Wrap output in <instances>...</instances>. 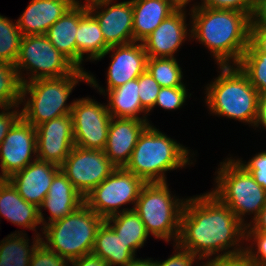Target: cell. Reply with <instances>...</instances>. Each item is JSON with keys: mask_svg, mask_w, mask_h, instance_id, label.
Returning a JSON list of instances; mask_svg holds the SVG:
<instances>
[{"mask_svg": "<svg viewBox=\"0 0 266 266\" xmlns=\"http://www.w3.org/2000/svg\"><path fill=\"white\" fill-rule=\"evenodd\" d=\"M201 262L202 266H252L245 253L230 257H213Z\"/></svg>", "mask_w": 266, "mask_h": 266, "instance_id": "obj_43", "label": "cell"}, {"mask_svg": "<svg viewBox=\"0 0 266 266\" xmlns=\"http://www.w3.org/2000/svg\"><path fill=\"white\" fill-rule=\"evenodd\" d=\"M201 4H192L190 12L194 11L199 5L209 9L217 10H236L246 13L251 19L256 9V0H201Z\"/></svg>", "mask_w": 266, "mask_h": 266, "instance_id": "obj_35", "label": "cell"}, {"mask_svg": "<svg viewBox=\"0 0 266 266\" xmlns=\"http://www.w3.org/2000/svg\"><path fill=\"white\" fill-rule=\"evenodd\" d=\"M29 266H69V261L40 241L32 253Z\"/></svg>", "mask_w": 266, "mask_h": 266, "instance_id": "obj_38", "label": "cell"}, {"mask_svg": "<svg viewBox=\"0 0 266 266\" xmlns=\"http://www.w3.org/2000/svg\"><path fill=\"white\" fill-rule=\"evenodd\" d=\"M22 34L17 22L0 15V61L15 64Z\"/></svg>", "mask_w": 266, "mask_h": 266, "instance_id": "obj_33", "label": "cell"}, {"mask_svg": "<svg viewBox=\"0 0 266 266\" xmlns=\"http://www.w3.org/2000/svg\"><path fill=\"white\" fill-rule=\"evenodd\" d=\"M117 167L108 159L104 150L85 149L74 146L60 170L66 175L74 188L86 196Z\"/></svg>", "mask_w": 266, "mask_h": 266, "instance_id": "obj_11", "label": "cell"}, {"mask_svg": "<svg viewBox=\"0 0 266 266\" xmlns=\"http://www.w3.org/2000/svg\"><path fill=\"white\" fill-rule=\"evenodd\" d=\"M87 74V71L76 68L64 77L35 79L23 83L21 117L36 127L43 122L71 114L74 100L66 104L67 100L76 84L82 81L87 83Z\"/></svg>", "mask_w": 266, "mask_h": 266, "instance_id": "obj_5", "label": "cell"}, {"mask_svg": "<svg viewBox=\"0 0 266 266\" xmlns=\"http://www.w3.org/2000/svg\"><path fill=\"white\" fill-rule=\"evenodd\" d=\"M74 3L71 0H31L16 20L22 36L46 34Z\"/></svg>", "mask_w": 266, "mask_h": 266, "instance_id": "obj_21", "label": "cell"}, {"mask_svg": "<svg viewBox=\"0 0 266 266\" xmlns=\"http://www.w3.org/2000/svg\"><path fill=\"white\" fill-rule=\"evenodd\" d=\"M85 203V198L82 196L68 180L66 175L59 170L49 187V191L42 204L39 207V219L42 223L41 226H46L65 216H68L73 211L78 209ZM42 208L49 211L50 216L47 221L43 216Z\"/></svg>", "mask_w": 266, "mask_h": 266, "instance_id": "obj_20", "label": "cell"}, {"mask_svg": "<svg viewBox=\"0 0 266 266\" xmlns=\"http://www.w3.org/2000/svg\"><path fill=\"white\" fill-rule=\"evenodd\" d=\"M87 5L74 4L46 32L51 44L76 67V32Z\"/></svg>", "mask_w": 266, "mask_h": 266, "instance_id": "obj_23", "label": "cell"}, {"mask_svg": "<svg viewBox=\"0 0 266 266\" xmlns=\"http://www.w3.org/2000/svg\"><path fill=\"white\" fill-rule=\"evenodd\" d=\"M23 83L14 65L0 61V109L21 105Z\"/></svg>", "mask_w": 266, "mask_h": 266, "instance_id": "obj_32", "label": "cell"}, {"mask_svg": "<svg viewBox=\"0 0 266 266\" xmlns=\"http://www.w3.org/2000/svg\"><path fill=\"white\" fill-rule=\"evenodd\" d=\"M186 12L187 11H174L141 42L147 53V57L175 58L174 54L179 51L182 43H184L187 38L192 39L190 34L191 28L188 30L191 21L189 24H186Z\"/></svg>", "mask_w": 266, "mask_h": 266, "instance_id": "obj_17", "label": "cell"}, {"mask_svg": "<svg viewBox=\"0 0 266 266\" xmlns=\"http://www.w3.org/2000/svg\"><path fill=\"white\" fill-rule=\"evenodd\" d=\"M104 221L84 203L68 216L42 227L46 241L41 237V242L71 261L92 253L98 228Z\"/></svg>", "mask_w": 266, "mask_h": 266, "instance_id": "obj_6", "label": "cell"}, {"mask_svg": "<svg viewBox=\"0 0 266 266\" xmlns=\"http://www.w3.org/2000/svg\"><path fill=\"white\" fill-rule=\"evenodd\" d=\"M69 266H108L107 262L94 254L84 255L69 261Z\"/></svg>", "mask_w": 266, "mask_h": 266, "instance_id": "obj_44", "label": "cell"}, {"mask_svg": "<svg viewBox=\"0 0 266 266\" xmlns=\"http://www.w3.org/2000/svg\"><path fill=\"white\" fill-rule=\"evenodd\" d=\"M138 85L141 106L149 114L150 111L154 109V104L157 100L161 86L154 80L147 70L138 77Z\"/></svg>", "mask_w": 266, "mask_h": 266, "instance_id": "obj_36", "label": "cell"}, {"mask_svg": "<svg viewBox=\"0 0 266 266\" xmlns=\"http://www.w3.org/2000/svg\"><path fill=\"white\" fill-rule=\"evenodd\" d=\"M134 42H142L175 10L167 0H131Z\"/></svg>", "mask_w": 266, "mask_h": 266, "instance_id": "obj_24", "label": "cell"}, {"mask_svg": "<svg viewBox=\"0 0 266 266\" xmlns=\"http://www.w3.org/2000/svg\"><path fill=\"white\" fill-rule=\"evenodd\" d=\"M108 48L96 18L87 11L79 20L76 32V68L84 70L83 58L97 61ZM85 54L88 56L84 57Z\"/></svg>", "mask_w": 266, "mask_h": 266, "instance_id": "obj_25", "label": "cell"}, {"mask_svg": "<svg viewBox=\"0 0 266 266\" xmlns=\"http://www.w3.org/2000/svg\"><path fill=\"white\" fill-rule=\"evenodd\" d=\"M17 226L37 232L41 225L39 208L25 201L8 179H0V217Z\"/></svg>", "mask_w": 266, "mask_h": 266, "instance_id": "obj_22", "label": "cell"}, {"mask_svg": "<svg viewBox=\"0 0 266 266\" xmlns=\"http://www.w3.org/2000/svg\"><path fill=\"white\" fill-rule=\"evenodd\" d=\"M173 245H175L174 254L164 261L156 260L155 266H193L195 262L196 264L198 263L196 260H200L189 250L183 249L177 243Z\"/></svg>", "mask_w": 266, "mask_h": 266, "instance_id": "obj_40", "label": "cell"}, {"mask_svg": "<svg viewBox=\"0 0 266 266\" xmlns=\"http://www.w3.org/2000/svg\"><path fill=\"white\" fill-rule=\"evenodd\" d=\"M191 37L208 48L218 66L237 65L247 49L251 18L236 10L199 5L189 12Z\"/></svg>", "mask_w": 266, "mask_h": 266, "instance_id": "obj_2", "label": "cell"}, {"mask_svg": "<svg viewBox=\"0 0 266 266\" xmlns=\"http://www.w3.org/2000/svg\"><path fill=\"white\" fill-rule=\"evenodd\" d=\"M246 231L266 232V204L258 216L248 226H246Z\"/></svg>", "mask_w": 266, "mask_h": 266, "instance_id": "obj_45", "label": "cell"}, {"mask_svg": "<svg viewBox=\"0 0 266 266\" xmlns=\"http://www.w3.org/2000/svg\"><path fill=\"white\" fill-rule=\"evenodd\" d=\"M113 1L97 0L86 4L87 10L96 18L109 47L134 42L132 1Z\"/></svg>", "mask_w": 266, "mask_h": 266, "instance_id": "obj_15", "label": "cell"}, {"mask_svg": "<svg viewBox=\"0 0 266 266\" xmlns=\"http://www.w3.org/2000/svg\"><path fill=\"white\" fill-rule=\"evenodd\" d=\"M227 158L220 162L215 172V189L210 192L248 226L261 212L266 204V190L263 189L254 177L234 158ZM254 215L248 223L245 215Z\"/></svg>", "mask_w": 266, "mask_h": 266, "instance_id": "obj_7", "label": "cell"}, {"mask_svg": "<svg viewBox=\"0 0 266 266\" xmlns=\"http://www.w3.org/2000/svg\"><path fill=\"white\" fill-rule=\"evenodd\" d=\"M0 159V179H9L37 160L36 128L21 117L0 144Z\"/></svg>", "mask_w": 266, "mask_h": 266, "instance_id": "obj_14", "label": "cell"}, {"mask_svg": "<svg viewBox=\"0 0 266 266\" xmlns=\"http://www.w3.org/2000/svg\"><path fill=\"white\" fill-rule=\"evenodd\" d=\"M152 258H147V259H138V258H134L133 260H131L128 264H126L125 266H155V261H153Z\"/></svg>", "mask_w": 266, "mask_h": 266, "instance_id": "obj_48", "label": "cell"}, {"mask_svg": "<svg viewBox=\"0 0 266 266\" xmlns=\"http://www.w3.org/2000/svg\"><path fill=\"white\" fill-rule=\"evenodd\" d=\"M175 11H186L185 8L192 0H167Z\"/></svg>", "mask_w": 266, "mask_h": 266, "instance_id": "obj_49", "label": "cell"}, {"mask_svg": "<svg viewBox=\"0 0 266 266\" xmlns=\"http://www.w3.org/2000/svg\"><path fill=\"white\" fill-rule=\"evenodd\" d=\"M245 238L246 226L211 192L186 198L180 216V247L200 260L215 254L230 257L245 253L246 246H241Z\"/></svg>", "mask_w": 266, "mask_h": 266, "instance_id": "obj_1", "label": "cell"}, {"mask_svg": "<svg viewBox=\"0 0 266 266\" xmlns=\"http://www.w3.org/2000/svg\"><path fill=\"white\" fill-rule=\"evenodd\" d=\"M32 245L25 233L15 231L0 241V266H29L32 253L41 241V234L36 233Z\"/></svg>", "mask_w": 266, "mask_h": 266, "instance_id": "obj_29", "label": "cell"}, {"mask_svg": "<svg viewBox=\"0 0 266 266\" xmlns=\"http://www.w3.org/2000/svg\"><path fill=\"white\" fill-rule=\"evenodd\" d=\"M265 127L266 129V95L261 96L258 104V113L253 127Z\"/></svg>", "mask_w": 266, "mask_h": 266, "instance_id": "obj_47", "label": "cell"}, {"mask_svg": "<svg viewBox=\"0 0 266 266\" xmlns=\"http://www.w3.org/2000/svg\"><path fill=\"white\" fill-rule=\"evenodd\" d=\"M146 70L161 87L185 86L182 82L183 72L176 58L148 57Z\"/></svg>", "mask_w": 266, "mask_h": 266, "instance_id": "obj_31", "label": "cell"}, {"mask_svg": "<svg viewBox=\"0 0 266 266\" xmlns=\"http://www.w3.org/2000/svg\"><path fill=\"white\" fill-rule=\"evenodd\" d=\"M255 179V181L266 190V151L255 154L248 162L236 159Z\"/></svg>", "mask_w": 266, "mask_h": 266, "instance_id": "obj_39", "label": "cell"}, {"mask_svg": "<svg viewBox=\"0 0 266 266\" xmlns=\"http://www.w3.org/2000/svg\"><path fill=\"white\" fill-rule=\"evenodd\" d=\"M167 182L145 183L135 203L134 211L145 224L148 234L166 242L177 243L180 216L186 200L172 195Z\"/></svg>", "mask_w": 266, "mask_h": 266, "instance_id": "obj_8", "label": "cell"}, {"mask_svg": "<svg viewBox=\"0 0 266 266\" xmlns=\"http://www.w3.org/2000/svg\"><path fill=\"white\" fill-rule=\"evenodd\" d=\"M92 254L105 260L108 266H125L135 258L118 234L104 221L98 228Z\"/></svg>", "mask_w": 266, "mask_h": 266, "instance_id": "obj_27", "label": "cell"}, {"mask_svg": "<svg viewBox=\"0 0 266 266\" xmlns=\"http://www.w3.org/2000/svg\"><path fill=\"white\" fill-rule=\"evenodd\" d=\"M59 170L60 166L57 164L37 159L13 174L8 180L25 201L39 208Z\"/></svg>", "mask_w": 266, "mask_h": 266, "instance_id": "obj_19", "label": "cell"}, {"mask_svg": "<svg viewBox=\"0 0 266 266\" xmlns=\"http://www.w3.org/2000/svg\"><path fill=\"white\" fill-rule=\"evenodd\" d=\"M218 68L220 74L205 89L210 114L254 126L261 95L237 65Z\"/></svg>", "mask_w": 266, "mask_h": 266, "instance_id": "obj_4", "label": "cell"}, {"mask_svg": "<svg viewBox=\"0 0 266 266\" xmlns=\"http://www.w3.org/2000/svg\"><path fill=\"white\" fill-rule=\"evenodd\" d=\"M15 107L17 108V110L14 109ZM18 107L19 106L1 108L2 112L0 111V144L4 141V138L6 137L12 126L21 118V110L19 111Z\"/></svg>", "mask_w": 266, "mask_h": 266, "instance_id": "obj_41", "label": "cell"}, {"mask_svg": "<svg viewBox=\"0 0 266 266\" xmlns=\"http://www.w3.org/2000/svg\"><path fill=\"white\" fill-rule=\"evenodd\" d=\"M250 23L266 24V0H256V9Z\"/></svg>", "mask_w": 266, "mask_h": 266, "instance_id": "obj_46", "label": "cell"}, {"mask_svg": "<svg viewBox=\"0 0 266 266\" xmlns=\"http://www.w3.org/2000/svg\"><path fill=\"white\" fill-rule=\"evenodd\" d=\"M105 222L126 244H129V249L135 255L137 249L142 248L149 237L145 224L134 209L113 215L105 219Z\"/></svg>", "mask_w": 266, "mask_h": 266, "instance_id": "obj_28", "label": "cell"}, {"mask_svg": "<svg viewBox=\"0 0 266 266\" xmlns=\"http://www.w3.org/2000/svg\"><path fill=\"white\" fill-rule=\"evenodd\" d=\"M144 184L134 173L117 168L84 197L85 204L105 220L121 212L133 210ZM130 203L133 204L132 209L120 210V207Z\"/></svg>", "mask_w": 266, "mask_h": 266, "instance_id": "obj_10", "label": "cell"}, {"mask_svg": "<svg viewBox=\"0 0 266 266\" xmlns=\"http://www.w3.org/2000/svg\"><path fill=\"white\" fill-rule=\"evenodd\" d=\"M249 42L266 55V24L250 23Z\"/></svg>", "mask_w": 266, "mask_h": 266, "instance_id": "obj_42", "label": "cell"}, {"mask_svg": "<svg viewBox=\"0 0 266 266\" xmlns=\"http://www.w3.org/2000/svg\"><path fill=\"white\" fill-rule=\"evenodd\" d=\"M74 4H81V0H71ZM97 0H85L84 4H88Z\"/></svg>", "mask_w": 266, "mask_h": 266, "instance_id": "obj_50", "label": "cell"}, {"mask_svg": "<svg viewBox=\"0 0 266 266\" xmlns=\"http://www.w3.org/2000/svg\"><path fill=\"white\" fill-rule=\"evenodd\" d=\"M75 146L104 150L112 116L107 105L89 97L74 100L71 111Z\"/></svg>", "mask_w": 266, "mask_h": 266, "instance_id": "obj_12", "label": "cell"}, {"mask_svg": "<svg viewBox=\"0 0 266 266\" xmlns=\"http://www.w3.org/2000/svg\"><path fill=\"white\" fill-rule=\"evenodd\" d=\"M237 66L248 77L258 93L261 96L266 95V55L249 42Z\"/></svg>", "mask_w": 266, "mask_h": 266, "instance_id": "obj_30", "label": "cell"}, {"mask_svg": "<svg viewBox=\"0 0 266 266\" xmlns=\"http://www.w3.org/2000/svg\"><path fill=\"white\" fill-rule=\"evenodd\" d=\"M112 52L110 66L107 71L106 90L99 86L96 77L88 72L87 84L98 89L104 95L105 91L115 89L124 85L128 81L137 79L145 70L147 62V53L141 42H132L125 45L111 46L97 60H101Z\"/></svg>", "mask_w": 266, "mask_h": 266, "instance_id": "obj_13", "label": "cell"}, {"mask_svg": "<svg viewBox=\"0 0 266 266\" xmlns=\"http://www.w3.org/2000/svg\"><path fill=\"white\" fill-rule=\"evenodd\" d=\"M245 240H252L250 241V246H248L247 243L245 245L247 246L245 247V254L249 263L252 266H266V232L246 231ZM253 245L256 248L254 247L253 249Z\"/></svg>", "mask_w": 266, "mask_h": 266, "instance_id": "obj_34", "label": "cell"}, {"mask_svg": "<svg viewBox=\"0 0 266 266\" xmlns=\"http://www.w3.org/2000/svg\"><path fill=\"white\" fill-rule=\"evenodd\" d=\"M187 148L149 124L139 136L124 169L145 183L167 182L166 171L194 163Z\"/></svg>", "mask_w": 266, "mask_h": 266, "instance_id": "obj_3", "label": "cell"}, {"mask_svg": "<svg viewBox=\"0 0 266 266\" xmlns=\"http://www.w3.org/2000/svg\"><path fill=\"white\" fill-rule=\"evenodd\" d=\"M14 66L18 70L22 83L35 79L64 77L76 69L51 44L45 34L22 36ZM23 69L26 74L23 73ZM25 75L28 77L25 78Z\"/></svg>", "mask_w": 266, "mask_h": 266, "instance_id": "obj_9", "label": "cell"}, {"mask_svg": "<svg viewBox=\"0 0 266 266\" xmlns=\"http://www.w3.org/2000/svg\"><path fill=\"white\" fill-rule=\"evenodd\" d=\"M37 159L60 166L75 146L71 114L36 126Z\"/></svg>", "mask_w": 266, "mask_h": 266, "instance_id": "obj_16", "label": "cell"}, {"mask_svg": "<svg viewBox=\"0 0 266 266\" xmlns=\"http://www.w3.org/2000/svg\"><path fill=\"white\" fill-rule=\"evenodd\" d=\"M186 86L161 87L154 107L160 106L165 110H177L183 107L188 97Z\"/></svg>", "mask_w": 266, "mask_h": 266, "instance_id": "obj_37", "label": "cell"}, {"mask_svg": "<svg viewBox=\"0 0 266 266\" xmlns=\"http://www.w3.org/2000/svg\"><path fill=\"white\" fill-rule=\"evenodd\" d=\"M149 124L144 120L111 118L104 152L117 168L126 166L139 136Z\"/></svg>", "mask_w": 266, "mask_h": 266, "instance_id": "obj_18", "label": "cell"}, {"mask_svg": "<svg viewBox=\"0 0 266 266\" xmlns=\"http://www.w3.org/2000/svg\"><path fill=\"white\" fill-rule=\"evenodd\" d=\"M138 88L137 78L105 92L104 96L108 95L107 110L112 117L149 121L148 112L141 106ZM141 113H144L142 117L139 116Z\"/></svg>", "mask_w": 266, "mask_h": 266, "instance_id": "obj_26", "label": "cell"}]
</instances>
